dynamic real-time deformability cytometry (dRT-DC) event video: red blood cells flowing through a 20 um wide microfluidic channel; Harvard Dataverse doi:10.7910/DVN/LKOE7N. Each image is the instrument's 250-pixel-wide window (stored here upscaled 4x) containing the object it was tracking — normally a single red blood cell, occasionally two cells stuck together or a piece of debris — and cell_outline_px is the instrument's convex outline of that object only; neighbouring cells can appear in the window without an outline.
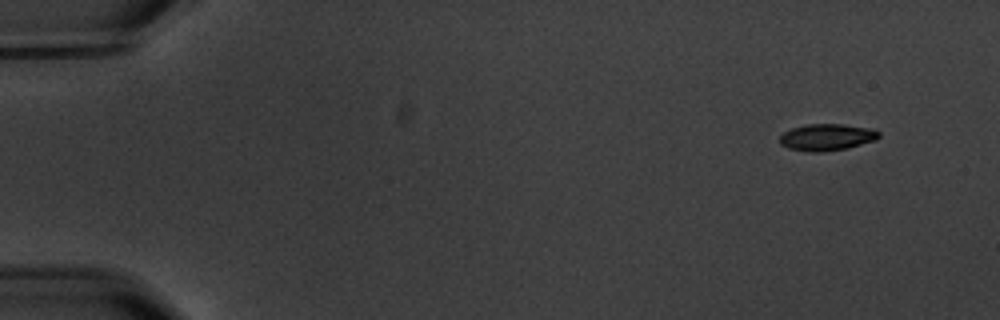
{"species": "common noctule bat (a hibernating species)", "species_latin": "Nyctalus noctula", "temperature_condition": "warm", "stored_images_in_passage": 7, "camera_frame_rate_fps": 3000, "um_per_image_px": 0.085, "animal": {"sex": "male", "body_mass_g": 20.1, "forearm_length_mm": 53.5}, "frame": {"image": 1, "passage_image": 2, "time_ms": 1.333, "image_size_px": [1000, 320], "cell_outline_px": [[880, 136], [876, 140], [844, 148], [820, 152], [808, 152], [788, 148], [780, 144], [780, 136], [784, 132], [792, 128], [808, 124], [844, 124], [876, 128], [880, 132]], "centroid_in_image_um": [70.31, 11.65], "position_along_channel_um": 14.7, "area_um2": 15.49}}
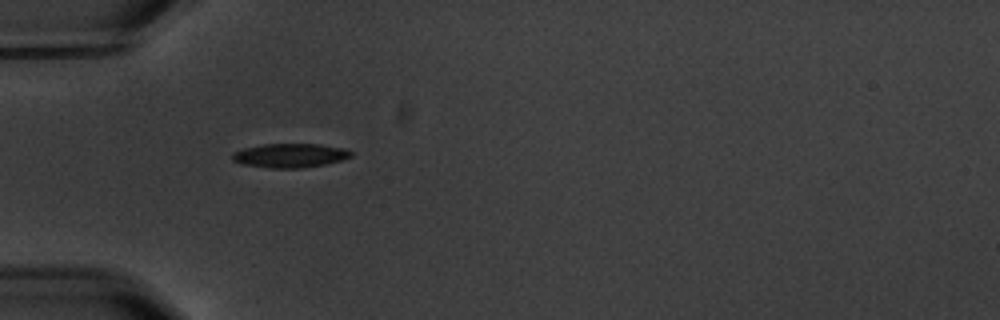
{"frame": {"image": 2, "passage_image": 6, "time_ms": 6.0, "image_size_px": [1000, 320], "cell_outline_px": [[352, 156], [340, 160], [324, 164], [300, 168], [268, 168], [244, 164], [232, 160], [232, 152], [244, 148], [264, 144], [320, 144], [344, 148], [352, 152]], "centroid_in_image_um": [24.63, 13.21], "position_along_channel_um": 60.4, "area_um2": 16.53}}